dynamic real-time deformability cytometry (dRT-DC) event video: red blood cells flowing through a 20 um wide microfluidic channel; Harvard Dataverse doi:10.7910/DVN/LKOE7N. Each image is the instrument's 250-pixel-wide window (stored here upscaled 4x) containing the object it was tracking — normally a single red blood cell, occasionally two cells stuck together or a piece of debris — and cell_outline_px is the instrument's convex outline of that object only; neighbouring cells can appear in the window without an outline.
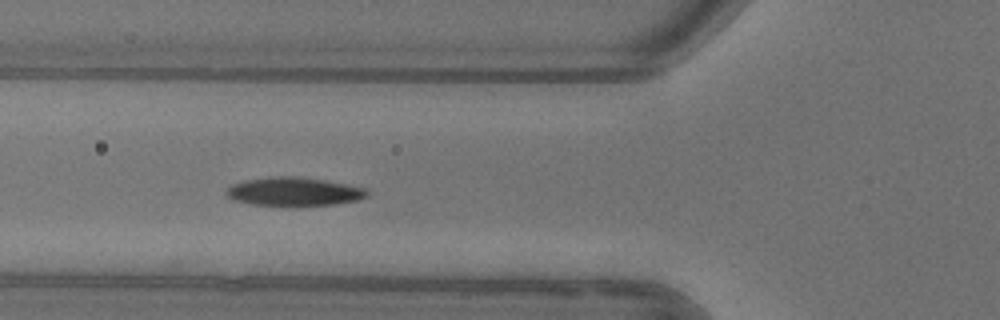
{"species": "common noctule bat (a hibernating species)", "species_latin": "Nyctalus noctula", "temperature_condition": "warm", "stored_images_in_passage": 4, "camera_frame_rate_fps": 3000, "um_per_image_px": 0.085, "animal": {"sex": "female"}, "frame": {"image": 1, "passage_image": 3, "time_ms": 4.667, "image_size_px": [1000, 320], "cell_outline_px": [[368, 196], [360, 200], [336, 204], [292, 208], [252, 204], [232, 200], [224, 192], [232, 184], [244, 180], [272, 176], [296, 176], [324, 180], [348, 184], [368, 188]], "centroid_in_image_um": [25.01, 16.32], "position_along_channel_um": 100.8, "area_um2": 24.39}}
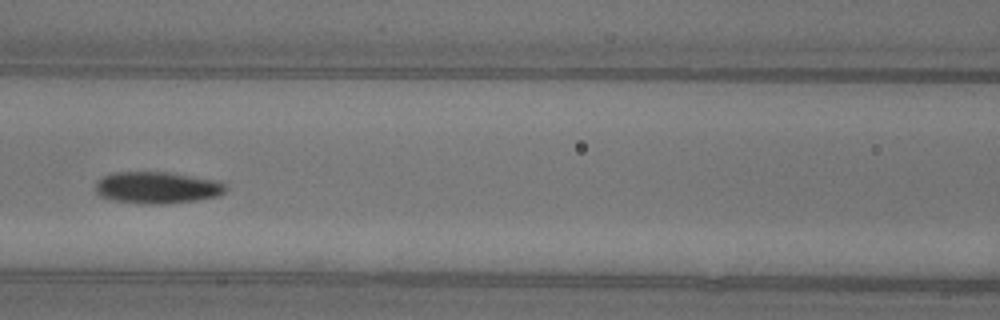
{"frame": {"image": 2, "passage_image": 4, "time_ms": 6.0, "image_size_px": [1000, 320], "cell_outline_px": [[228, 188], [224, 192], [216, 196], [196, 200], [164, 204], [140, 204], [112, 200], [100, 196], [96, 192], [96, 184], [104, 176], [116, 172], [168, 172], [220, 180]], "centroid_in_image_um": [13.38, 15.95], "position_along_channel_um": 153.2, "area_um2": 24.16}}